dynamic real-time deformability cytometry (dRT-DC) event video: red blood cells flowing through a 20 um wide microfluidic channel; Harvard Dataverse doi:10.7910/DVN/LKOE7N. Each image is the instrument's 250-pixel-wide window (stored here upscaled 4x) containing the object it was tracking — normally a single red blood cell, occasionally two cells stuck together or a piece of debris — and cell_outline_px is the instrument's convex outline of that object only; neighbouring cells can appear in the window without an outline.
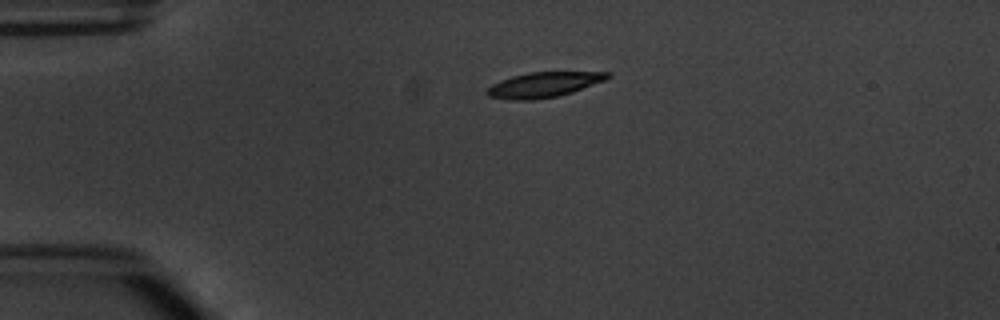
{"species": "common noctule bat (a hibernating species)", "species_latin": "Nyctalus noctula", "temperature_condition": "warm", "stored_images_in_passage": 2, "camera_frame_rate_fps": 3000, "um_per_image_px": 0.085, "animal": {"sex": "male", "body_mass_g": 20.1, "forearm_length_mm": 53.5}, "frame": {"image": 1, "passage_image": 2, "time_ms": 1.333, "image_size_px": [1000, 320], "cell_outline_px": [[612, 76], [604, 80], [572, 92], [556, 96], [532, 100], [512, 100], [488, 96], [484, 92], [492, 84], [500, 80], [512, 76], [528, 72], [612, 72]], "centroid_in_image_um": [46.19, 7.19], "position_along_channel_um": 38.8, "area_um2": 17.57}}